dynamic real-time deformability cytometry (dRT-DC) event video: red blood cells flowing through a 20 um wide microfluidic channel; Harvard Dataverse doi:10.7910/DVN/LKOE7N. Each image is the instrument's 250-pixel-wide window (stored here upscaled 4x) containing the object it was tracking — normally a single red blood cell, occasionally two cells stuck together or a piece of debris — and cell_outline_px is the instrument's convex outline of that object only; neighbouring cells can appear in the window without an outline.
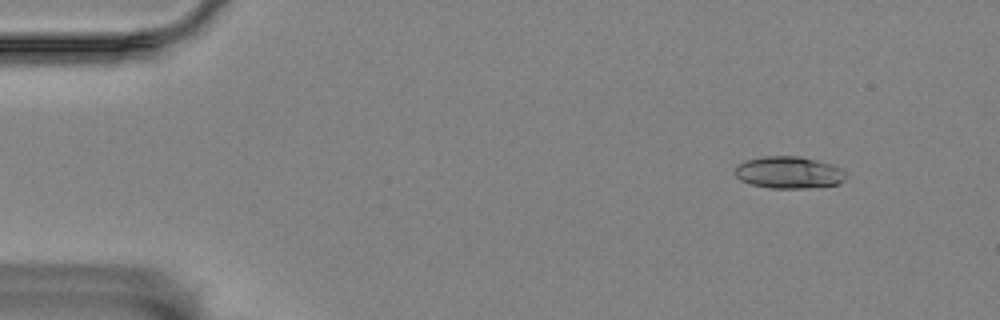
{"species": "Egyptian fruit bat (a non-hibernating species)", "species_latin": "Rousettus aegyptiacus", "temperature_condition": "room temperature", "stored_images_in_passage": 52, "camera_frame_rate_fps": 3000, "um_per_image_px": 0.085, "animal": {"sex": "female"}, "frame": {"image": 1, "passage_image": 1, "time_ms": 0.0, "image_size_px": [1000, 320], "cell_outline_px": [[844, 180], [840, 184], [808, 188], [772, 188], [752, 184], [740, 180], [736, 176], [736, 164], [748, 160], [764, 156], [800, 156], [832, 164], [840, 168], [844, 172]], "centroid_in_image_um": [67.06, 14.66], "position_along_channel_um": 17.9, "area_um2": 20.58}}
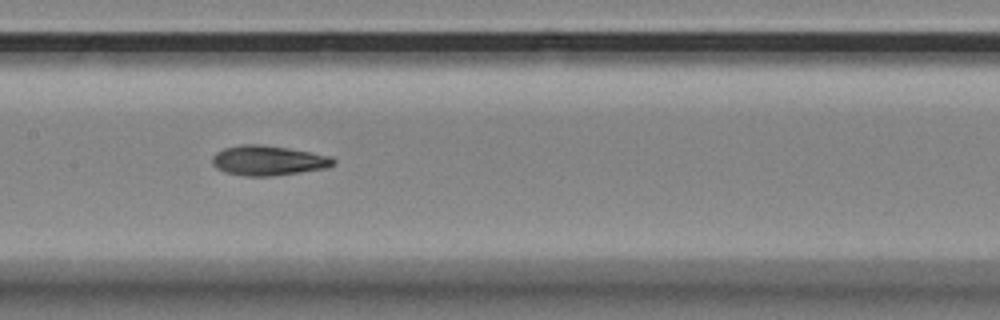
{"frame": {"image": 2, "passage_image": 23, "time_ms": 7.333, "image_size_px": [1000, 320], "cell_outline_px": [[336, 164], [328, 168], [300, 172], [268, 176], [244, 176], [224, 172], [216, 168], [212, 164], [212, 156], [216, 152], [224, 148], [240, 144], [260, 144], [288, 148], [332, 156], [336, 160]], "centroid_in_image_um": [22.8, 13.64], "position_along_channel_um": 184.6, "area_um2": 21.27}}
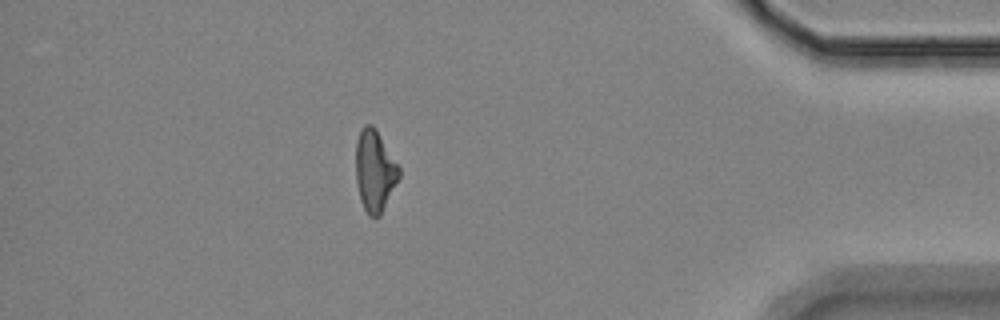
{"frame": {"image": 3, "passage_image": 45, "time_ms": 14.667, "image_size_px": [1000, 320], "cell_outline_px": [[400, 176], [380, 216], [368, 216], [360, 200], [356, 180], [356, 140], [364, 124], [372, 124], [376, 128], [400, 168]], "centroid_in_image_um": [31.85, 14.51], "position_along_channel_um": 403.4, "area_um2": 20.46}, "authors_computed_cell_mechanics": {"area_um2": 20.7502, "velocity_mm_per_s": 3.5238, "shape_relaxation_time_tau1_ms": 8.1676, "shape_relaxation_time_tau2_ms": 4.6551, "deformation_change_tau1": 0.166, "deformation_change_tau2": 0.126}}